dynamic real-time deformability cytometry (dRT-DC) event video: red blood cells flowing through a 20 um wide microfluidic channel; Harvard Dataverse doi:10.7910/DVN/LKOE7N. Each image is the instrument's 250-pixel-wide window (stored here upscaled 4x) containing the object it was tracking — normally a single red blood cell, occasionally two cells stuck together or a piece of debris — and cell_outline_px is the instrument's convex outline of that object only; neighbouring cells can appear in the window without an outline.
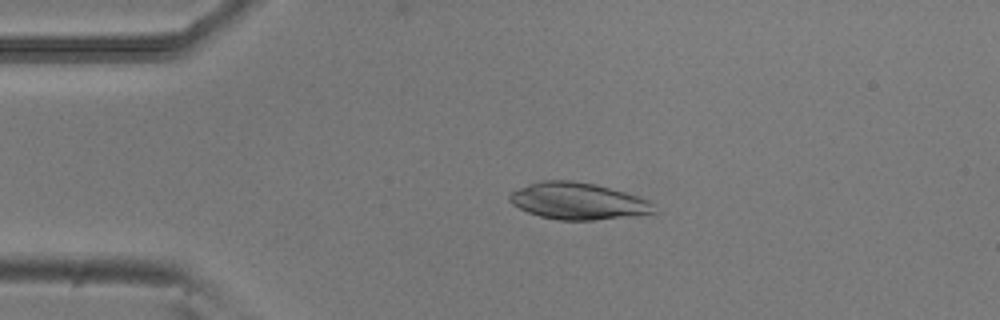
{"species": "common noctule bat (a hibernating species)", "species_latin": "Nyctalus noctula", "temperature_condition": "room temperature", "stored_images_in_passage": 4, "camera_frame_rate_fps": 3000, "um_per_image_px": 0.085, "animal": {"sex": "male", "body_mass_g": 20.5, "forearm_length_mm": 52.5}, "frame": {"image": 1, "passage_image": 3, "time_ms": 0.667, "image_size_px": [1000, 320], "cell_outline_px": [[656, 212], [592, 220], [560, 220], [540, 216], [528, 212], [512, 204], [508, 200], [508, 196], [512, 192], [528, 184], [540, 180], [572, 180], [596, 184], [624, 192], [648, 200], [652, 204]], "centroid_in_image_um": [49.06, 17.08], "position_along_channel_um": 35.9, "area_um2": 30.52}}